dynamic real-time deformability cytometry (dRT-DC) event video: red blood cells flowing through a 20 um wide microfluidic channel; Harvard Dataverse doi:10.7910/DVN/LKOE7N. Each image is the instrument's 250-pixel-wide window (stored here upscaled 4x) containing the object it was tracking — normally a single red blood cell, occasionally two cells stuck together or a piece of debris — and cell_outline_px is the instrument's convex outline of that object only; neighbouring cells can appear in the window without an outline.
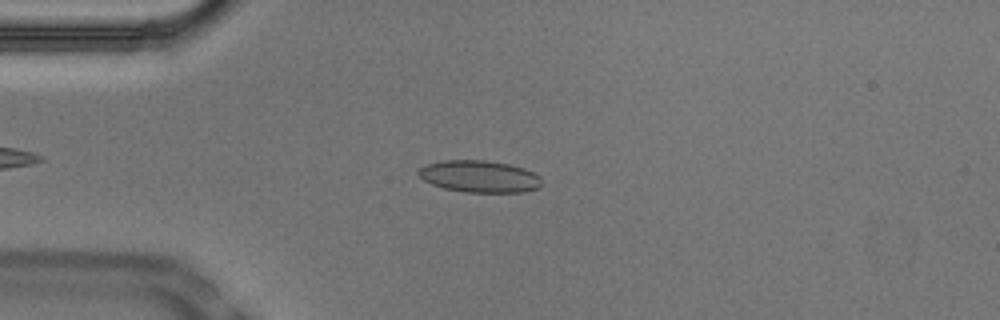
{"species": "Egyptian fruit bat (a non-hibernating species)", "species_latin": "Rousettus aegyptiacus", "temperature_condition": "cold", "stored_images_in_passage": 36, "camera_frame_rate_fps": 3000, "um_per_image_px": 0.085, "animal": {"sex": "male"}, "frame": {"image": 1, "passage_image": 1, "time_ms": 0.0, "image_size_px": [1000, 320], "cell_outline_px": [[540, 184], [536, 188], [524, 192], [464, 192], [444, 188], [432, 184], [424, 180], [416, 172], [416, 168], [424, 164], [444, 160], [484, 160], [508, 164], [524, 168], [540, 176]], "centroid_in_image_um": [40.69, 14.99], "position_along_channel_um": 44.3, "area_um2": 22.95}}
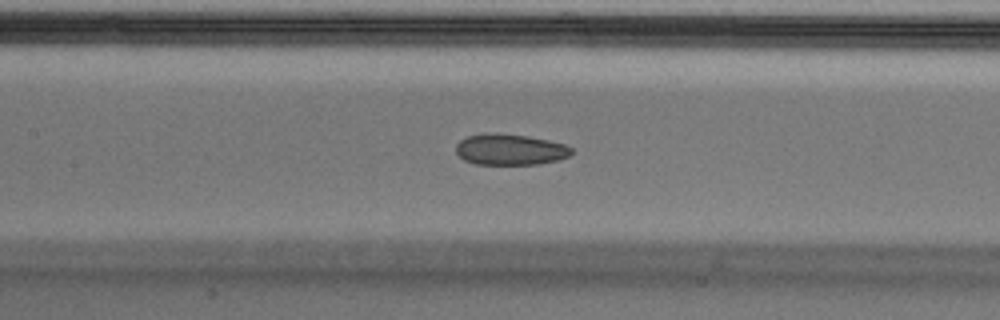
{"frame": {"image": 2, "passage_image": 12, "time_ms": 3.667, "image_size_px": [1000, 320], "cell_outline_px": [[572, 152], [568, 156], [556, 160], [536, 164], [476, 164], [464, 160], [456, 152], [456, 144], [460, 140], [468, 136], [484, 132], [496, 132], [528, 136], [548, 140], [564, 144], [572, 148]], "centroid_in_image_um": [43.32, 12.69], "position_along_channel_um": 164.1, "area_um2": 20.92}}
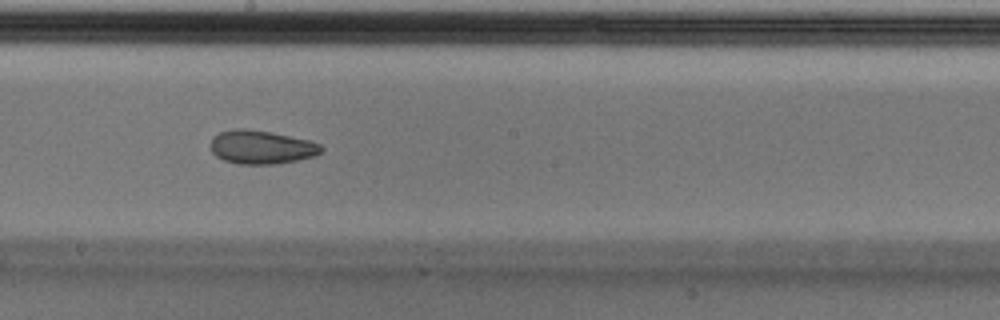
{"frame": {"image": 3, "passage_image": 17, "time_ms": 5.333, "image_size_px": [1000, 320], "cell_outline_px": [[324, 148], [316, 156], [276, 164], [240, 164], [224, 160], [216, 156], [212, 152], [212, 136], [220, 132], [232, 128], [244, 128], [272, 132], [308, 140], [320, 144]], "centroid_in_image_um": [22.22, 12.5], "position_along_channel_um": 226.0, "area_um2": 21.68}, "authors_computed_cell_mechanics": {"area_um2": 22.0796, "velocity_mm_per_s": 3.7223, "shape_relaxation_time_tau1_ms": 10.2764, "shape_relaxation_time_tau2_ms": 2.8835, "deformation_change_tau1": 0.1493, "deformation_change_tau2": 0.0849}}